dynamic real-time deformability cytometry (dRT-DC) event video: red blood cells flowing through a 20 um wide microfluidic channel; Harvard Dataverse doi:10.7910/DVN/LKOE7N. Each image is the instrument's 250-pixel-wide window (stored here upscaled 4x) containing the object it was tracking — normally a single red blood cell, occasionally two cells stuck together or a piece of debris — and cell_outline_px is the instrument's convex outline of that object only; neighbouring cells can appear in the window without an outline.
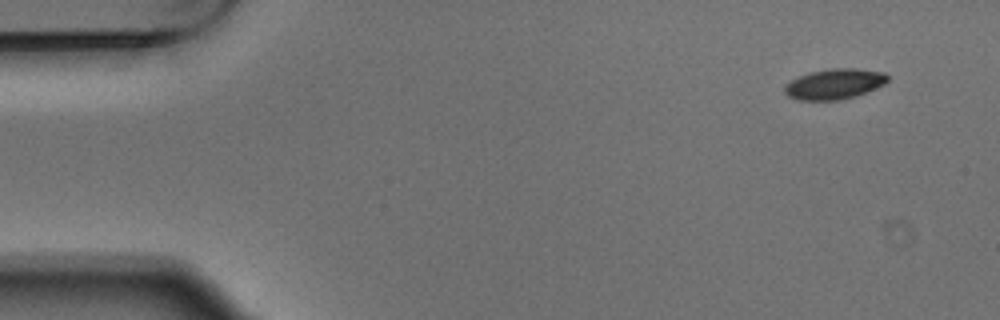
{"species": "Egyptian fruit bat (a non-hibernating species)", "species_latin": "Rousettus aegyptiacus", "temperature_condition": "warm", "stored_images_in_passage": 5, "camera_frame_rate_fps": 3000, "um_per_image_px": 0.085, "animal": {"sex": "male"}, "frame": {"image": 1, "passage_image": 1, "time_ms": 0.0, "image_size_px": [1000, 320], "cell_outline_px": [[888, 80], [884, 84], [876, 88], [856, 96], [840, 100], [800, 100], [788, 96], [784, 92], [784, 88], [792, 80], [800, 76], [812, 72], [832, 68], [856, 68], [884, 72], [888, 76]], "centroid_in_image_um": [70.96, 7.14], "position_along_channel_um": 14.0, "area_um2": 18.09}}
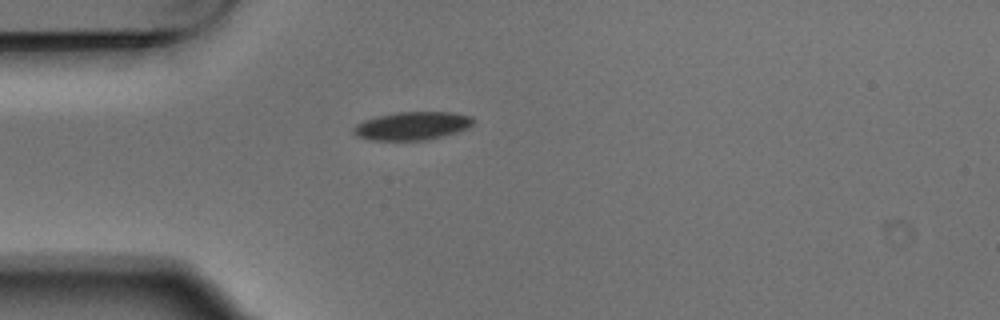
{"frame": {"image": 2, "passage_image": 4, "time_ms": 1.0, "image_size_px": [1000, 320], "cell_outline_px": [[472, 124], [468, 128], [456, 132], [428, 140], [372, 140], [356, 136], [352, 132], [352, 128], [356, 124], [364, 120], [376, 116], [396, 112], [452, 112], [472, 116]], "centroid_in_image_um": [35.0, 10.69], "position_along_channel_um": 50.0, "area_um2": 19.71}}